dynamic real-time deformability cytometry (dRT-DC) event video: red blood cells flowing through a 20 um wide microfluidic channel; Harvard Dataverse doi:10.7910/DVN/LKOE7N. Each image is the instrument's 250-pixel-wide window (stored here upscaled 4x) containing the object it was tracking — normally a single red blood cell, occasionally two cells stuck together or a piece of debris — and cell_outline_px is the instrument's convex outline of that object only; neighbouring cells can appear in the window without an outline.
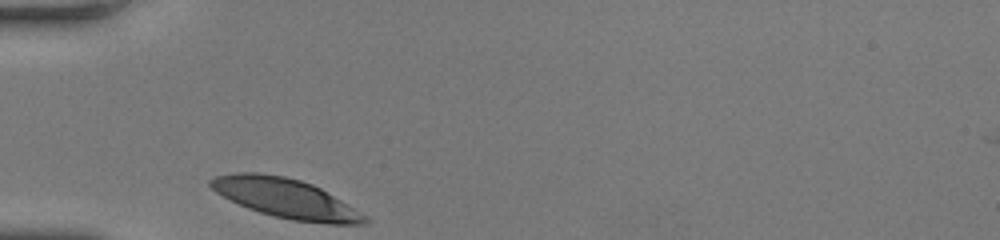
{"species": "human", "species_latin": "Homo sapiens", "temperature_condition": "room temperature", "stored_images_in_passage": 28, "camera_frame_rate_fps": 3000, "um_per_image_px": 0.085, "donor": {"sex": "female"}, "frame": {"image": 1, "passage_image": 1, "time_ms": 0.0, "image_size_px": [1000, 240], "cell_outline_px": [[368, 220], [364, 224], [328, 224], [292, 220], [272, 216], [248, 208], [216, 192], [208, 184], [208, 180], [216, 176], [236, 172], [256, 172], [284, 176], [300, 180], [312, 184], [320, 188], [368, 216]], "centroid_in_image_um": [24.29, 16.86], "position_along_channel_um": 60.7, "area_um2": 35.14}}
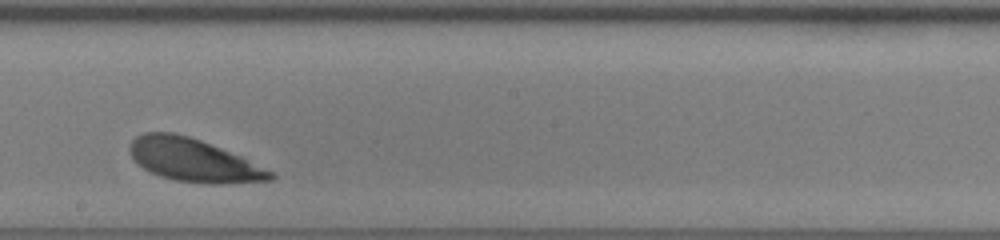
{"frame": {"image": 2, "passage_image": 16, "time_ms": 5.0, "image_size_px": [1000, 240], "cell_outline_px": [[276, 176], [272, 180], [220, 184], [204, 184], [176, 180], [160, 176], [144, 168], [132, 156], [128, 148], [132, 140], [136, 136], [144, 132], [172, 132], [188, 136], [200, 140], [240, 156], [272, 172]], "centroid_in_image_um": [16.43, 13.62], "position_along_channel_um": 231.8, "area_um2": 34.74}}
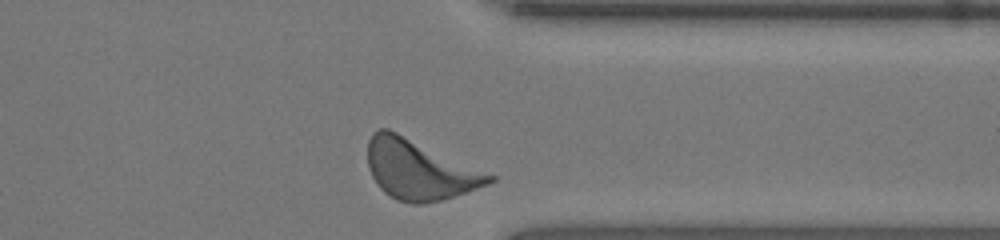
{"frame": {"image": 3, "passage_image": 28, "time_ms": 9.0, "image_size_px": [1000, 240], "cell_outline_px": [[496, 180], [488, 184], [440, 200], [424, 204], [412, 204], [396, 200], [384, 192], [380, 188], [372, 176], [368, 168], [368, 140], [372, 132], [380, 128], [388, 128], [496, 176]], "centroid_in_image_um": [35.61, 14.42], "position_along_channel_um": 375.8, "area_um2": 42.02}, "authors_computed_cell_mechanics": {"area_um2": 35.7493, "velocity_mm_per_s": 3.5977, "shape_relaxation_time_tau1_ms": 1.6773, "shape_relaxation_time_tau2_ms": null, "deformation_change_tau1": 0.1444, "deformation_change_tau2": null}}